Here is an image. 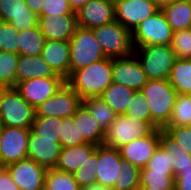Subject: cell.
Instances as JSON below:
<instances>
[{
    "instance_id": "6da1fadb",
    "label": "cell",
    "mask_w": 191,
    "mask_h": 190,
    "mask_svg": "<svg viewBox=\"0 0 191 190\" xmlns=\"http://www.w3.org/2000/svg\"><path fill=\"white\" fill-rule=\"evenodd\" d=\"M112 59L104 58L72 72L66 83L81 97H99L112 83Z\"/></svg>"
},
{
    "instance_id": "7a4b0ae2",
    "label": "cell",
    "mask_w": 191,
    "mask_h": 190,
    "mask_svg": "<svg viewBox=\"0 0 191 190\" xmlns=\"http://www.w3.org/2000/svg\"><path fill=\"white\" fill-rule=\"evenodd\" d=\"M148 100L152 121L163 129L172 115L177 92L167 79L148 80L140 90Z\"/></svg>"
},
{
    "instance_id": "3957f363",
    "label": "cell",
    "mask_w": 191,
    "mask_h": 190,
    "mask_svg": "<svg viewBox=\"0 0 191 190\" xmlns=\"http://www.w3.org/2000/svg\"><path fill=\"white\" fill-rule=\"evenodd\" d=\"M69 44V75L106 58L92 29L77 26Z\"/></svg>"
},
{
    "instance_id": "277c9868",
    "label": "cell",
    "mask_w": 191,
    "mask_h": 190,
    "mask_svg": "<svg viewBox=\"0 0 191 190\" xmlns=\"http://www.w3.org/2000/svg\"><path fill=\"white\" fill-rule=\"evenodd\" d=\"M133 53L139 58V62L148 80H168L171 69L177 59L171 45L134 47Z\"/></svg>"
},
{
    "instance_id": "5b68a950",
    "label": "cell",
    "mask_w": 191,
    "mask_h": 190,
    "mask_svg": "<svg viewBox=\"0 0 191 190\" xmlns=\"http://www.w3.org/2000/svg\"><path fill=\"white\" fill-rule=\"evenodd\" d=\"M92 30L106 58L115 59L133 54L132 32L116 20Z\"/></svg>"
},
{
    "instance_id": "8992f818",
    "label": "cell",
    "mask_w": 191,
    "mask_h": 190,
    "mask_svg": "<svg viewBox=\"0 0 191 190\" xmlns=\"http://www.w3.org/2000/svg\"><path fill=\"white\" fill-rule=\"evenodd\" d=\"M156 128L147 121H140L126 114L117 115L105 132L103 145L119 149L121 146L152 134Z\"/></svg>"
},
{
    "instance_id": "52a82bcc",
    "label": "cell",
    "mask_w": 191,
    "mask_h": 190,
    "mask_svg": "<svg viewBox=\"0 0 191 190\" xmlns=\"http://www.w3.org/2000/svg\"><path fill=\"white\" fill-rule=\"evenodd\" d=\"M35 116V108L15 88H8L3 93L0 106V122L3 126L31 129Z\"/></svg>"
},
{
    "instance_id": "ba28073f",
    "label": "cell",
    "mask_w": 191,
    "mask_h": 190,
    "mask_svg": "<svg viewBox=\"0 0 191 190\" xmlns=\"http://www.w3.org/2000/svg\"><path fill=\"white\" fill-rule=\"evenodd\" d=\"M173 30L161 10L149 16L134 29V47L150 45H171Z\"/></svg>"
},
{
    "instance_id": "9c48e42d",
    "label": "cell",
    "mask_w": 191,
    "mask_h": 190,
    "mask_svg": "<svg viewBox=\"0 0 191 190\" xmlns=\"http://www.w3.org/2000/svg\"><path fill=\"white\" fill-rule=\"evenodd\" d=\"M82 105L81 97L65 83L52 97L46 99L36 109V117H72Z\"/></svg>"
},
{
    "instance_id": "30bf717a",
    "label": "cell",
    "mask_w": 191,
    "mask_h": 190,
    "mask_svg": "<svg viewBox=\"0 0 191 190\" xmlns=\"http://www.w3.org/2000/svg\"><path fill=\"white\" fill-rule=\"evenodd\" d=\"M30 128L3 126L0 134V161L8 166L28 158Z\"/></svg>"
},
{
    "instance_id": "8fae6325",
    "label": "cell",
    "mask_w": 191,
    "mask_h": 190,
    "mask_svg": "<svg viewBox=\"0 0 191 190\" xmlns=\"http://www.w3.org/2000/svg\"><path fill=\"white\" fill-rule=\"evenodd\" d=\"M66 83L63 77L32 78L17 83L15 89L35 109Z\"/></svg>"
},
{
    "instance_id": "7c38bea8",
    "label": "cell",
    "mask_w": 191,
    "mask_h": 190,
    "mask_svg": "<svg viewBox=\"0 0 191 190\" xmlns=\"http://www.w3.org/2000/svg\"><path fill=\"white\" fill-rule=\"evenodd\" d=\"M115 19L131 32L159 9L151 0H114Z\"/></svg>"
},
{
    "instance_id": "4fadbf2b",
    "label": "cell",
    "mask_w": 191,
    "mask_h": 190,
    "mask_svg": "<svg viewBox=\"0 0 191 190\" xmlns=\"http://www.w3.org/2000/svg\"><path fill=\"white\" fill-rule=\"evenodd\" d=\"M112 82L139 91L147 83L148 78L133 53L126 57L112 59Z\"/></svg>"
},
{
    "instance_id": "5bb4252c",
    "label": "cell",
    "mask_w": 191,
    "mask_h": 190,
    "mask_svg": "<svg viewBox=\"0 0 191 190\" xmlns=\"http://www.w3.org/2000/svg\"><path fill=\"white\" fill-rule=\"evenodd\" d=\"M162 133V129H156L148 136L140 137L121 146L119 148L121 158L139 169L144 168L161 143Z\"/></svg>"
},
{
    "instance_id": "9a60e30c",
    "label": "cell",
    "mask_w": 191,
    "mask_h": 190,
    "mask_svg": "<svg viewBox=\"0 0 191 190\" xmlns=\"http://www.w3.org/2000/svg\"><path fill=\"white\" fill-rule=\"evenodd\" d=\"M6 170L20 190H42L47 169L31 158L6 166Z\"/></svg>"
},
{
    "instance_id": "2e32d148",
    "label": "cell",
    "mask_w": 191,
    "mask_h": 190,
    "mask_svg": "<svg viewBox=\"0 0 191 190\" xmlns=\"http://www.w3.org/2000/svg\"><path fill=\"white\" fill-rule=\"evenodd\" d=\"M77 26L93 29L115 21L114 0H90L76 11Z\"/></svg>"
},
{
    "instance_id": "e0dca14e",
    "label": "cell",
    "mask_w": 191,
    "mask_h": 190,
    "mask_svg": "<svg viewBox=\"0 0 191 190\" xmlns=\"http://www.w3.org/2000/svg\"><path fill=\"white\" fill-rule=\"evenodd\" d=\"M122 162L119 149L105 145H98V164L96 165V183L104 187L113 188L115 181H119Z\"/></svg>"
},
{
    "instance_id": "ac0fdd59",
    "label": "cell",
    "mask_w": 191,
    "mask_h": 190,
    "mask_svg": "<svg viewBox=\"0 0 191 190\" xmlns=\"http://www.w3.org/2000/svg\"><path fill=\"white\" fill-rule=\"evenodd\" d=\"M28 158L46 169L55 168L62 149L59 139L40 138L31 129L28 136Z\"/></svg>"
},
{
    "instance_id": "d6986e66",
    "label": "cell",
    "mask_w": 191,
    "mask_h": 190,
    "mask_svg": "<svg viewBox=\"0 0 191 190\" xmlns=\"http://www.w3.org/2000/svg\"><path fill=\"white\" fill-rule=\"evenodd\" d=\"M38 26L46 40L70 41L77 19L76 15H39Z\"/></svg>"
},
{
    "instance_id": "ffe728a7",
    "label": "cell",
    "mask_w": 191,
    "mask_h": 190,
    "mask_svg": "<svg viewBox=\"0 0 191 190\" xmlns=\"http://www.w3.org/2000/svg\"><path fill=\"white\" fill-rule=\"evenodd\" d=\"M0 20L9 22L18 31L38 25V16L24 0H0Z\"/></svg>"
},
{
    "instance_id": "44dd1931",
    "label": "cell",
    "mask_w": 191,
    "mask_h": 190,
    "mask_svg": "<svg viewBox=\"0 0 191 190\" xmlns=\"http://www.w3.org/2000/svg\"><path fill=\"white\" fill-rule=\"evenodd\" d=\"M41 56L57 75L65 80L69 77V41L46 40Z\"/></svg>"
},
{
    "instance_id": "7402d4cb",
    "label": "cell",
    "mask_w": 191,
    "mask_h": 190,
    "mask_svg": "<svg viewBox=\"0 0 191 190\" xmlns=\"http://www.w3.org/2000/svg\"><path fill=\"white\" fill-rule=\"evenodd\" d=\"M61 77L43 60L41 54L36 56L19 55L16 69V85L20 81L32 78Z\"/></svg>"
},
{
    "instance_id": "603a6c76",
    "label": "cell",
    "mask_w": 191,
    "mask_h": 190,
    "mask_svg": "<svg viewBox=\"0 0 191 190\" xmlns=\"http://www.w3.org/2000/svg\"><path fill=\"white\" fill-rule=\"evenodd\" d=\"M96 148L97 145L91 143L62 148L55 169L68 173L75 172L88 161Z\"/></svg>"
},
{
    "instance_id": "cb8c5ba5",
    "label": "cell",
    "mask_w": 191,
    "mask_h": 190,
    "mask_svg": "<svg viewBox=\"0 0 191 190\" xmlns=\"http://www.w3.org/2000/svg\"><path fill=\"white\" fill-rule=\"evenodd\" d=\"M73 117L78 132L86 143L97 146L103 145L105 132L83 104L77 109Z\"/></svg>"
},
{
    "instance_id": "d4e9b609",
    "label": "cell",
    "mask_w": 191,
    "mask_h": 190,
    "mask_svg": "<svg viewBox=\"0 0 191 190\" xmlns=\"http://www.w3.org/2000/svg\"><path fill=\"white\" fill-rule=\"evenodd\" d=\"M161 11L173 32L190 29L191 0H175Z\"/></svg>"
},
{
    "instance_id": "484cf974",
    "label": "cell",
    "mask_w": 191,
    "mask_h": 190,
    "mask_svg": "<svg viewBox=\"0 0 191 190\" xmlns=\"http://www.w3.org/2000/svg\"><path fill=\"white\" fill-rule=\"evenodd\" d=\"M134 92L125 85L112 82L100 97L117 115H122L126 113Z\"/></svg>"
},
{
    "instance_id": "4316f807",
    "label": "cell",
    "mask_w": 191,
    "mask_h": 190,
    "mask_svg": "<svg viewBox=\"0 0 191 190\" xmlns=\"http://www.w3.org/2000/svg\"><path fill=\"white\" fill-rule=\"evenodd\" d=\"M168 81L177 94L191 95V59H176Z\"/></svg>"
},
{
    "instance_id": "83f0119b",
    "label": "cell",
    "mask_w": 191,
    "mask_h": 190,
    "mask_svg": "<svg viewBox=\"0 0 191 190\" xmlns=\"http://www.w3.org/2000/svg\"><path fill=\"white\" fill-rule=\"evenodd\" d=\"M82 104L90 112L104 132L109 129V126L117 116L100 96L85 98L82 100Z\"/></svg>"
},
{
    "instance_id": "f1b7e54d",
    "label": "cell",
    "mask_w": 191,
    "mask_h": 190,
    "mask_svg": "<svg viewBox=\"0 0 191 190\" xmlns=\"http://www.w3.org/2000/svg\"><path fill=\"white\" fill-rule=\"evenodd\" d=\"M19 55L36 56L42 53L46 39L39 26L18 31Z\"/></svg>"
},
{
    "instance_id": "f546056e",
    "label": "cell",
    "mask_w": 191,
    "mask_h": 190,
    "mask_svg": "<svg viewBox=\"0 0 191 190\" xmlns=\"http://www.w3.org/2000/svg\"><path fill=\"white\" fill-rule=\"evenodd\" d=\"M44 187L47 190H81L73 173L58 169H47Z\"/></svg>"
},
{
    "instance_id": "4dcf8cb0",
    "label": "cell",
    "mask_w": 191,
    "mask_h": 190,
    "mask_svg": "<svg viewBox=\"0 0 191 190\" xmlns=\"http://www.w3.org/2000/svg\"><path fill=\"white\" fill-rule=\"evenodd\" d=\"M19 54L0 51V86L5 88L16 87V69Z\"/></svg>"
},
{
    "instance_id": "1f68e13d",
    "label": "cell",
    "mask_w": 191,
    "mask_h": 190,
    "mask_svg": "<svg viewBox=\"0 0 191 190\" xmlns=\"http://www.w3.org/2000/svg\"><path fill=\"white\" fill-rule=\"evenodd\" d=\"M175 126H191V95H177L171 118L165 127Z\"/></svg>"
},
{
    "instance_id": "d6a6232c",
    "label": "cell",
    "mask_w": 191,
    "mask_h": 190,
    "mask_svg": "<svg viewBox=\"0 0 191 190\" xmlns=\"http://www.w3.org/2000/svg\"><path fill=\"white\" fill-rule=\"evenodd\" d=\"M161 144L171 154L174 176L181 169H191V155L188 154L184 149L180 148L179 144H174L164 133H162Z\"/></svg>"
},
{
    "instance_id": "836d02e7",
    "label": "cell",
    "mask_w": 191,
    "mask_h": 190,
    "mask_svg": "<svg viewBox=\"0 0 191 190\" xmlns=\"http://www.w3.org/2000/svg\"><path fill=\"white\" fill-rule=\"evenodd\" d=\"M140 187V169L123 160L119 181H115L112 190H138Z\"/></svg>"
},
{
    "instance_id": "e575fe53",
    "label": "cell",
    "mask_w": 191,
    "mask_h": 190,
    "mask_svg": "<svg viewBox=\"0 0 191 190\" xmlns=\"http://www.w3.org/2000/svg\"><path fill=\"white\" fill-rule=\"evenodd\" d=\"M61 118L36 117L33 120L31 130L40 138L59 139Z\"/></svg>"
},
{
    "instance_id": "d590c367",
    "label": "cell",
    "mask_w": 191,
    "mask_h": 190,
    "mask_svg": "<svg viewBox=\"0 0 191 190\" xmlns=\"http://www.w3.org/2000/svg\"><path fill=\"white\" fill-rule=\"evenodd\" d=\"M125 114L136 120L150 122L156 129H160L152 121L149 102L140 90L134 92V96L129 103Z\"/></svg>"
},
{
    "instance_id": "8d00e7d4",
    "label": "cell",
    "mask_w": 191,
    "mask_h": 190,
    "mask_svg": "<svg viewBox=\"0 0 191 190\" xmlns=\"http://www.w3.org/2000/svg\"><path fill=\"white\" fill-rule=\"evenodd\" d=\"M174 172H152L149 169H140V186L153 188H175Z\"/></svg>"
},
{
    "instance_id": "74e56055",
    "label": "cell",
    "mask_w": 191,
    "mask_h": 190,
    "mask_svg": "<svg viewBox=\"0 0 191 190\" xmlns=\"http://www.w3.org/2000/svg\"><path fill=\"white\" fill-rule=\"evenodd\" d=\"M59 140L62 148L79 146L86 143L78 132L73 116L61 120Z\"/></svg>"
},
{
    "instance_id": "f35d334b",
    "label": "cell",
    "mask_w": 191,
    "mask_h": 190,
    "mask_svg": "<svg viewBox=\"0 0 191 190\" xmlns=\"http://www.w3.org/2000/svg\"><path fill=\"white\" fill-rule=\"evenodd\" d=\"M98 164V146L88 158V161L73 172L74 178L80 188L96 183V165Z\"/></svg>"
},
{
    "instance_id": "ab89813d",
    "label": "cell",
    "mask_w": 191,
    "mask_h": 190,
    "mask_svg": "<svg viewBox=\"0 0 191 190\" xmlns=\"http://www.w3.org/2000/svg\"><path fill=\"white\" fill-rule=\"evenodd\" d=\"M0 51L19 54V36L16 27L0 20Z\"/></svg>"
},
{
    "instance_id": "60d3db41",
    "label": "cell",
    "mask_w": 191,
    "mask_h": 190,
    "mask_svg": "<svg viewBox=\"0 0 191 190\" xmlns=\"http://www.w3.org/2000/svg\"><path fill=\"white\" fill-rule=\"evenodd\" d=\"M141 169H149L152 172H174L171 154L160 143L155 149L153 156L149 159L146 166Z\"/></svg>"
},
{
    "instance_id": "b9f144b4",
    "label": "cell",
    "mask_w": 191,
    "mask_h": 190,
    "mask_svg": "<svg viewBox=\"0 0 191 190\" xmlns=\"http://www.w3.org/2000/svg\"><path fill=\"white\" fill-rule=\"evenodd\" d=\"M171 47L178 59H191V29L173 32Z\"/></svg>"
},
{
    "instance_id": "7bdbcfd3",
    "label": "cell",
    "mask_w": 191,
    "mask_h": 190,
    "mask_svg": "<svg viewBox=\"0 0 191 190\" xmlns=\"http://www.w3.org/2000/svg\"><path fill=\"white\" fill-rule=\"evenodd\" d=\"M163 133L191 155V126L164 127Z\"/></svg>"
},
{
    "instance_id": "ee69618b",
    "label": "cell",
    "mask_w": 191,
    "mask_h": 190,
    "mask_svg": "<svg viewBox=\"0 0 191 190\" xmlns=\"http://www.w3.org/2000/svg\"><path fill=\"white\" fill-rule=\"evenodd\" d=\"M76 15L71 9L69 0H45L40 15Z\"/></svg>"
},
{
    "instance_id": "f6af8a7d",
    "label": "cell",
    "mask_w": 191,
    "mask_h": 190,
    "mask_svg": "<svg viewBox=\"0 0 191 190\" xmlns=\"http://www.w3.org/2000/svg\"><path fill=\"white\" fill-rule=\"evenodd\" d=\"M174 178L175 190H191V169L179 170Z\"/></svg>"
},
{
    "instance_id": "bcb514c9",
    "label": "cell",
    "mask_w": 191,
    "mask_h": 190,
    "mask_svg": "<svg viewBox=\"0 0 191 190\" xmlns=\"http://www.w3.org/2000/svg\"><path fill=\"white\" fill-rule=\"evenodd\" d=\"M0 190H20L6 169L0 174Z\"/></svg>"
},
{
    "instance_id": "7dc6e473",
    "label": "cell",
    "mask_w": 191,
    "mask_h": 190,
    "mask_svg": "<svg viewBox=\"0 0 191 190\" xmlns=\"http://www.w3.org/2000/svg\"><path fill=\"white\" fill-rule=\"evenodd\" d=\"M26 5L39 16L42 13L45 0H24Z\"/></svg>"
},
{
    "instance_id": "c3c4849f",
    "label": "cell",
    "mask_w": 191,
    "mask_h": 190,
    "mask_svg": "<svg viewBox=\"0 0 191 190\" xmlns=\"http://www.w3.org/2000/svg\"><path fill=\"white\" fill-rule=\"evenodd\" d=\"M90 0H69L71 9L76 12L81 7H83L86 3H88Z\"/></svg>"
},
{
    "instance_id": "681fc988",
    "label": "cell",
    "mask_w": 191,
    "mask_h": 190,
    "mask_svg": "<svg viewBox=\"0 0 191 190\" xmlns=\"http://www.w3.org/2000/svg\"><path fill=\"white\" fill-rule=\"evenodd\" d=\"M153 4L159 9L162 10L164 7L169 6L175 0H151Z\"/></svg>"
},
{
    "instance_id": "f907efd6",
    "label": "cell",
    "mask_w": 191,
    "mask_h": 190,
    "mask_svg": "<svg viewBox=\"0 0 191 190\" xmlns=\"http://www.w3.org/2000/svg\"><path fill=\"white\" fill-rule=\"evenodd\" d=\"M81 190H112V189L95 183L92 184L91 186L81 188Z\"/></svg>"
},
{
    "instance_id": "816d5d0a",
    "label": "cell",
    "mask_w": 191,
    "mask_h": 190,
    "mask_svg": "<svg viewBox=\"0 0 191 190\" xmlns=\"http://www.w3.org/2000/svg\"><path fill=\"white\" fill-rule=\"evenodd\" d=\"M138 190H175V188H153L152 186H140Z\"/></svg>"
},
{
    "instance_id": "f5cc1de1",
    "label": "cell",
    "mask_w": 191,
    "mask_h": 190,
    "mask_svg": "<svg viewBox=\"0 0 191 190\" xmlns=\"http://www.w3.org/2000/svg\"><path fill=\"white\" fill-rule=\"evenodd\" d=\"M8 88L0 86V106H1V101L3 98V93L7 90Z\"/></svg>"
},
{
    "instance_id": "db71d44e",
    "label": "cell",
    "mask_w": 191,
    "mask_h": 190,
    "mask_svg": "<svg viewBox=\"0 0 191 190\" xmlns=\"http://www.w3.org/2000/svg\"><path fill=\"white\" fill-rule=\"evenodd\" d=\"M6 169V166L0 161V174Z\"/></svg>"
},
{
    "instance_id": "11a10c76",
    "label": "cell",
    "mask_w": 191,
    "mask_h": 190,
    "mask_svg": "<svg viewBox=\"0 0 191 190\" xmlns=\"http://www.w3.org/2000/svg\"><path fill=\"white\" fill-rule=\"evenodd\" d=\"M2 128H3V125H2V123L0 122V134H1Z\"/></svg>"
}]
</instances>
